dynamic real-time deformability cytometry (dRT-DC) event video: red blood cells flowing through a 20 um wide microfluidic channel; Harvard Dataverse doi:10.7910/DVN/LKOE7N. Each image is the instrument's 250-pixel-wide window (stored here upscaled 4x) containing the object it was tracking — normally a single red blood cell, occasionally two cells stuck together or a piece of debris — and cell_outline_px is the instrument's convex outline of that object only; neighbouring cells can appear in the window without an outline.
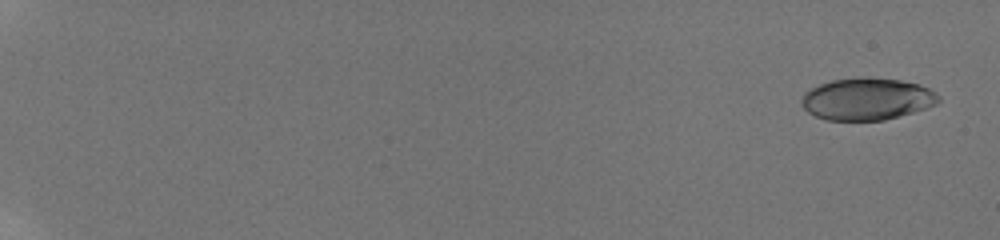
{"species": "human", "species_latin": "Homo sapiens", "temperature_condition": "room temperature", "stored_images_in_passage": 26, "camera_frame_rate_fps": 3000, "um_per_image_px": 0.085, "donor": {"sex": "male"}, "frame": {"image": 1, "passage_image": 2, "time_ms": 0.333, "image_size_px": [1000, 240], "cell_outline_px": [[940, 100], [936, 104], [912, 112], [884, 120], [824, 120], [808, 112], [804, 108], [804, 92], [820, 84], [832, 80], [900, 80], [920, 84], [936, 92], [940, 96]], "centroid_in_image_um": [73.73, 8.45], "position_along_channel_um": 11.3, "area_um2": 32.43}}
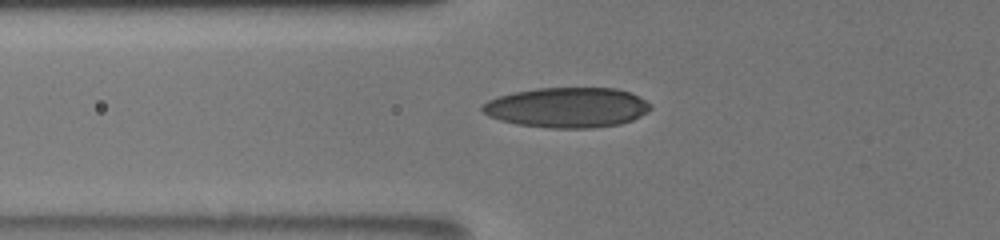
{"frame": {"image": 2, "passage_image": 20, "time_ms": 8.0, "image_size_px": [1000, 240], "cell_outline_px": [[652, 108], [648, 112], [632, 120], [620, 124], [592, 128], [548, 128], [516, 124], [500, 120], [488, 116], [480, 108], [488, 100], [496, 96], [512, 92], [536, 88], [616, 88], [628, 92], [652, 104]], "centroid_in_image_um": [48.19, 9.14], "position_along_channel_um": 77.6, "area_um2": 39.48}}
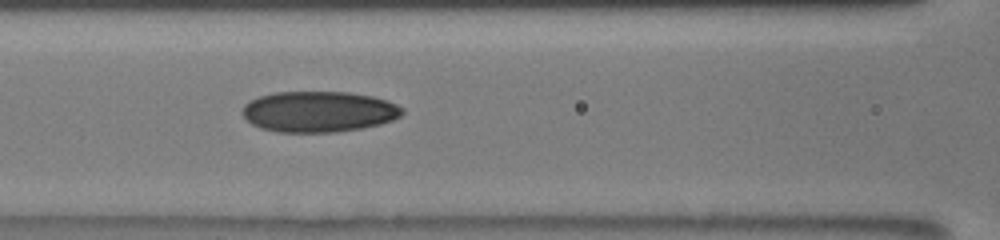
{"frame": {"image": 3, "passage_image": 24, "time_ms": 9.667, "image_size_px": [1000, 240], "cell_outline_px": [[404, 112], [400, 116], [392, 120], [380, 124], [360, 128], [336, 132], [276, 132], [260, 128], [252, 124], [240, 112], [244, 104], [248, 100], [260, 96], [276, 92], [348, 92], [372, 96], [396, 104], [404, 108]], "centroid_in_image_um": [27.06, 9.49], "position_along_channel_um": 139.5, "area_um2": 38.15}}